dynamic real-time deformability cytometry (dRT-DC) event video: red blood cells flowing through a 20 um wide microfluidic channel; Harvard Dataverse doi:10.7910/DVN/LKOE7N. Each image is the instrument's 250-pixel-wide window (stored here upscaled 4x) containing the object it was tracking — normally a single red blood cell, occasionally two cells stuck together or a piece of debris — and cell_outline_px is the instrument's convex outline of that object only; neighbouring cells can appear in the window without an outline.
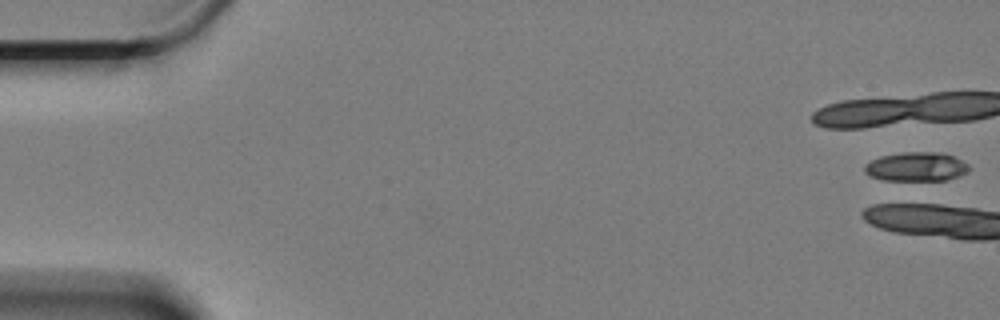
{"species": "Egyptian fruit bat (a non-hibernating species)", "species_latin": "Rousettus aegyptiacus", "temperature_condition": "cold", "stored_images_in_passage": 1, "camera_frame_rate_fps": 3000, "um_per_image_px": 0.085, "animal": {"sex": "female"}, "frame": {"image": 1, "passage_image": 1, "time_ms": 0.0, "image_size_px": [1000, 320], "cell_outline_px": [[972, 168], [968, 172], [944, 180], [884, 180], [868, 176], [864, 172], [864, 164], [880, 156], [900, 152], [944, 152], [968, 164]], "centroid_in_image_um": [77.85, 14.16], "position_along_channel_um": 7.1, "area_um2": 17.8}}